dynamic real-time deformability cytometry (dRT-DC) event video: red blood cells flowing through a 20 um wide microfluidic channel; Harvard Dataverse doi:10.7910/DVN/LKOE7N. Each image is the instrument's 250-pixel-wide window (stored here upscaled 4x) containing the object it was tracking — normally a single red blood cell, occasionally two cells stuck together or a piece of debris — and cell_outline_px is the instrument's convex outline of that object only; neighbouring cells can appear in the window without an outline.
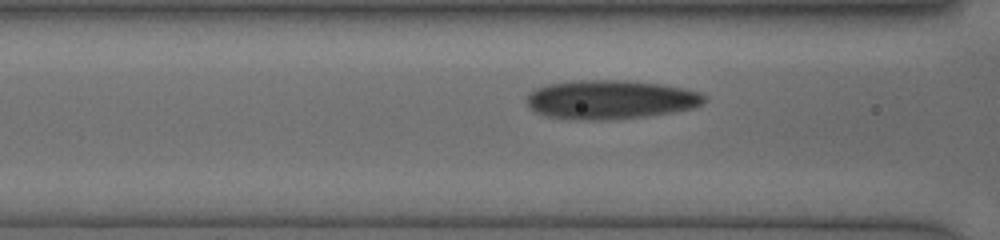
{"species": "human", "species_latin": "Homo sapiens", "temperature_condition": "cold", "stored_images_in_passage": 31, "camera_frame_rate_fps": 3000, "um_per_image_px": 0.085, "donor": {"sex": "female"}, "frame": {"image": 1, "passage_image": 6, "time_ms": 1.667, "image_size_px": [1000, 240], "cell_outline_px": [[708, 100], [704, 104], [692, 108], [672, 112], [640, 116], [588, 120], [548, 116], [536, 112], [528, 104], [528, 92], [536, 88], [548, 84], [568, 80], [628, 80], [664, 84], [684, 88], [700, 92], [708, 96]], "centroid_in_image_um": [51.94, 8.43], "position_along_channel_um": 114.7, "area_um2": 40.17}}
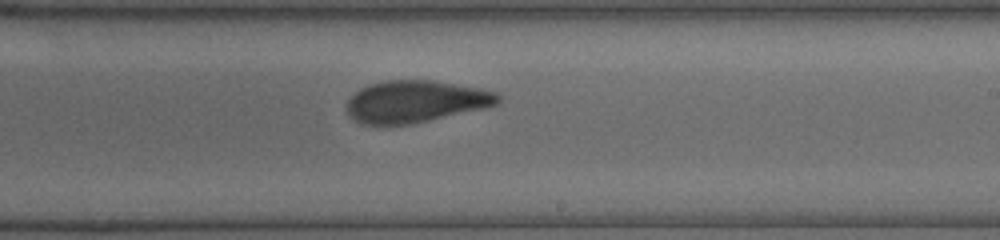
{"frame": {"image": 2, "passage_image": 16, "time_ms": 5.0, "image_size_px": [1000, 240], "cell_outline_px": [[500, 104], [484, 108], [428, 120], [408, 124], [364, 124], [356, 120], [348, 112], [348, 100], [360, 88], [368, 84], [384, 80], [432, 80], [480, 88], [496, 92], [500, 96]], "centroid_in_image_um": [35.36, 8.6], "position_along_channel_um": 253.6, "area_um2": 36.59}}
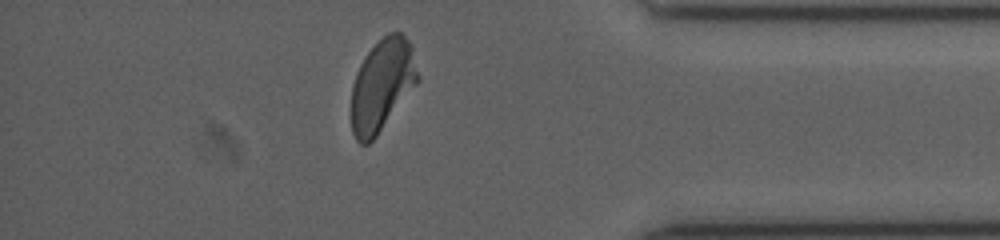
{"frame": {"image": 3, "passage_image": 28, "time_ms": 9.0, "image_size_px": [1000, 240], "cell_outline_px": [[420, 80], [376, 136], [368, 144], [360, 144], [356, 140], [352, 132], [352, 84], [356, 72], [364, 56], [388, 32], [400, 32], [408, 40], [412, 48], [420, 76]], "centroid_in_image_um": [32.48, 7.23], "position_along_channel_um": 402.7, "area_um2": 35.49}}